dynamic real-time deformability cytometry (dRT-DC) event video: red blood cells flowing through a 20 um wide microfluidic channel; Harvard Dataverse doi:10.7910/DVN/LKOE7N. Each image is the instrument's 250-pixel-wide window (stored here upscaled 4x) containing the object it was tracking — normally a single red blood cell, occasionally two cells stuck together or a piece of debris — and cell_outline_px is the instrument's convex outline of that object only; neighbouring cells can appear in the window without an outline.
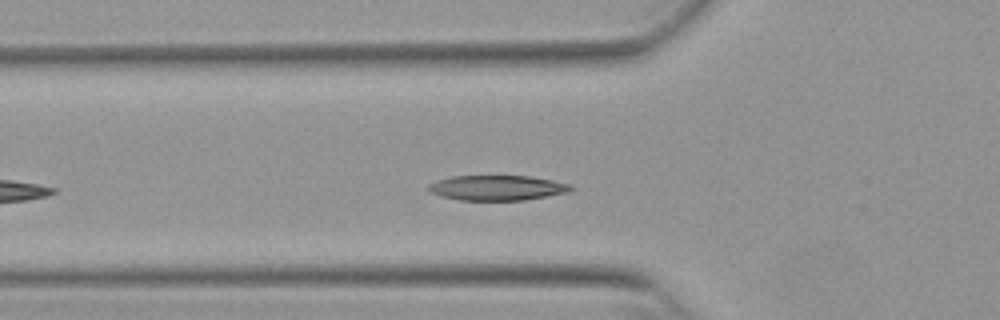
{"species": "Egyptian fruit bat (a non-hibernating species)", "species_latin": "Rousettus aegyptiacus", "temperature_condition": "warm", "stored_images_in_passage": 39, "camera_frame_rate_fps": 3000, "um_per_image_px": 0.085, "animal": {"sex": "female"}, "frame": {"image": 1, "passage_image": 7, "time_ms": 2.0, "image_size_px": [1000, 320], "cell_outline_px": [[572, 192], [524, 200], [460, 200], [440, 196], [428, 192], [424, 188], [428, 184], [436, 180], [452, 176], [528, 176], [552, 180], [572, 184]], "centroid_in_image_um": [42.22, 15.97], "position_along_channel_um": 83.6, "area_um2": 21.1}}
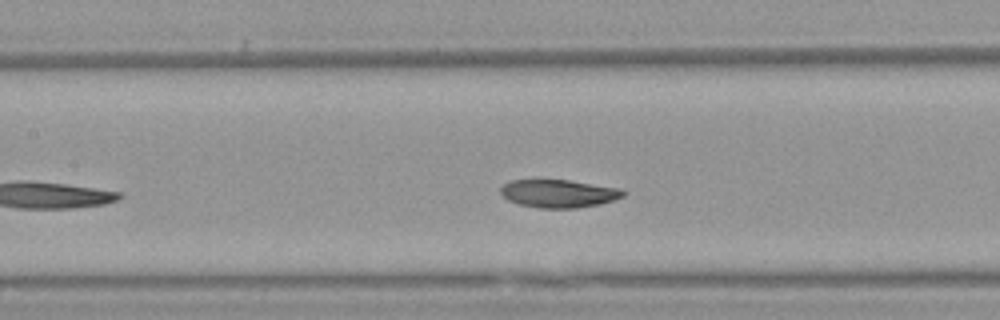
{"frame": {"image": 2, "passage_image": 13, "time_ms": 4.0, "image_size_px": [1000, 320], "cell_outline_px": [[628, 192], [624, 196], [600, 204], [576, 208], [540, 208], [520, 204], [508, 200], [500, 192], [500, 188], [504, 184], [512, 180], [568, 180], [620, 188]], "centroid_in_image_um": [47.51, 16.45], "position_along_channel_um": 159.9, "area_um2": 19.88}}
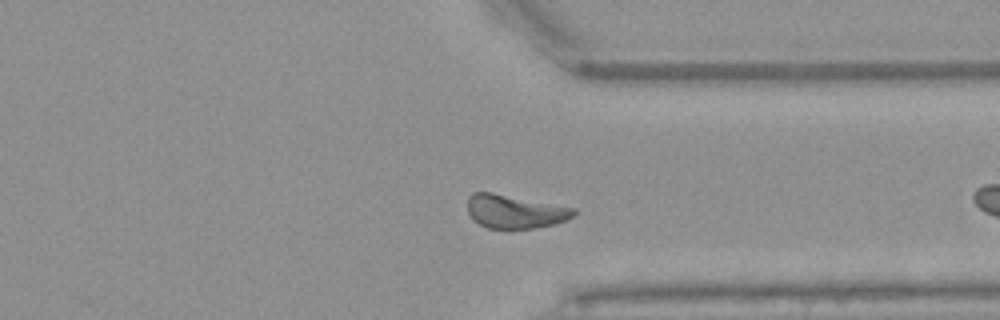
{"frame": {"image": 3, "passage_image": 26, "time_ms": 8.333, "image_size_px": [1000, 320], "cell_outline_px": [[576, 216], [568, 220], [552, 224], [532, 228], [508, 232], [488, 228], [472, 220], [468, 212], [468, 196], [472, 192], [492, 192], [576, 208]], "centroid_in_image_um": [43.75, 18.01], "position_along_channel_um": 367.6, "area_um2": 21.44}, "authors_computed_cell_mechanics": {"area_um2": 21.097, "velocity_mm_per_s": 3.8242, "shape_relaxation_time_tau1_ms": 0.5232, "shape_relaxation_time_tau2_ms": null, "deformation_change_tau1": 0.0624, "deformation_change_tau2": null}}